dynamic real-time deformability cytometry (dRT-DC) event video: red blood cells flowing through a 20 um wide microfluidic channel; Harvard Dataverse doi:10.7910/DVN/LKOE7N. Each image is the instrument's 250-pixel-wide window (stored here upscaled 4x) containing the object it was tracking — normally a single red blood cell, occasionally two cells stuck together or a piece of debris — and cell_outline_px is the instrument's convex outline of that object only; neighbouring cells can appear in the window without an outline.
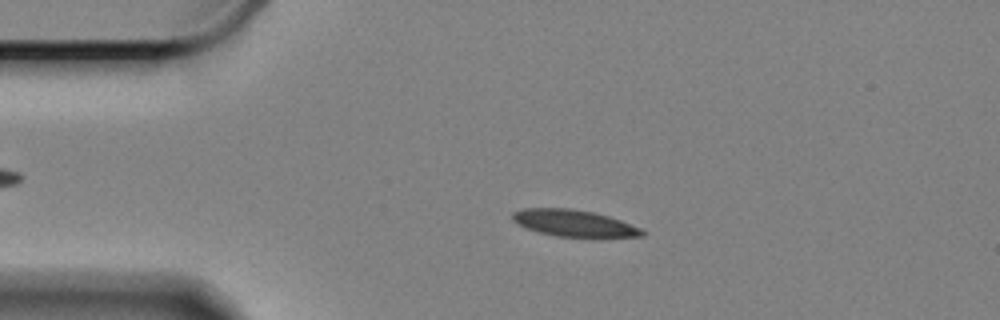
{"species": "Egyptian fruit bat (a non-hibernating species)", "species_latin": "Rousettus aegyptiacus", "temperature_condition": "cold", "stored_images_in_passage": 54, "camera_frame_rate_fps": 3000, "um_per_image_px": 0.085, "animal": {"sex": "female"}, "frame": {"image": 1, "passage_image": 7, "time_ms": 2.0, "image_size_px": [1000, 320], "cell_outline_px": [[644, 236], [600, 240], [592, 240], [556, 236], [524, 228], [516, 224], [512, 220], [512, 212], [524, 208], [572, 208], [592, 212], [608, 216], [620, 220], [640, 228], [644, 232]], "centroid_in_image_um": [48.84, 19.03], "position_along_channel_um": 36.2, "area_um2": 21.21}}
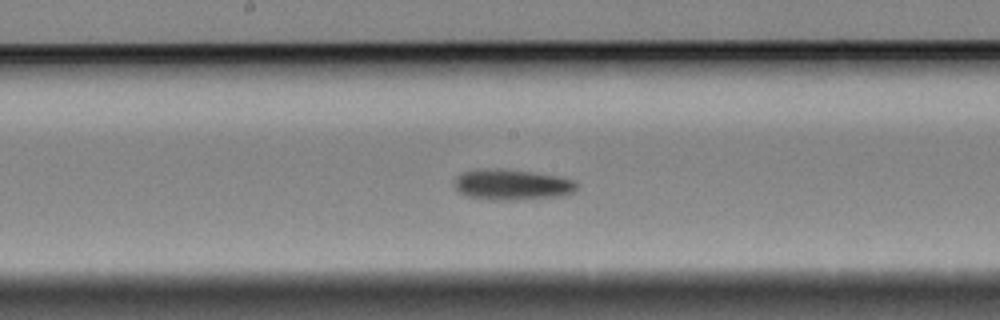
{"frame": {"image": 2, "passage_image": 25, "time_ms": 8.0, "image_size_px": [1000, 320], "cell_outline_px": [[580, 188], [576, 192], [564, 196], [512, 200], [496, 200], [468, 196], [460, 192], [456, 188], [456, 176], [464, 172], [496, 168], [532, 172], [560, 176], [576, 180]], "centroid_in_image_um": [43.66, 15.7], "position_along_channel_um": 204.5, "area_um2": 21.91}}
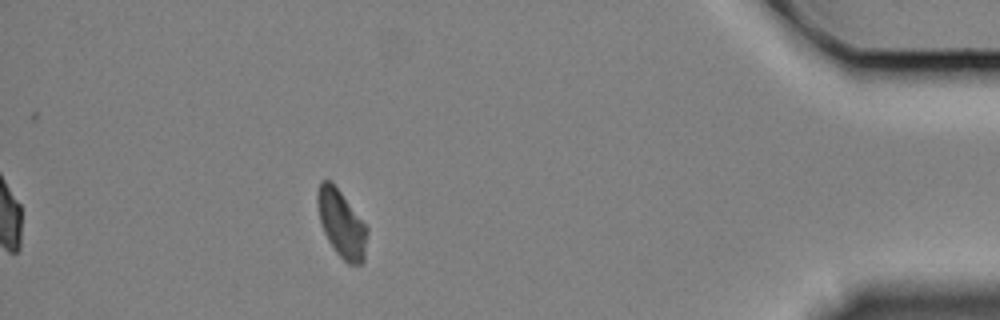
{"frame": {"image": 3, "passage_image": 48, "time_ms": 15.667, "image_size_px": [1000, 320], "cell_outline_px": [[368, 232], [364, 260], [360, 264], [348, 264], [336, 252], [328, 240], [324, 232], [320, 220], [316, 200], [316, 196], [320, 180], [332, 180], [368, 228]], "centroid_in_image_um": [29.02, 18.99], "position_along_channel_um": 406.2, "area_um2": 19.48}, "authors_computed_cell_mechanics": {"area_um2": 20.6346, "velocity_mm_per_s": 3.2987, "shape_relaxation_time_tau1_ms": 3.2631, "shape_relaxation_time_tau2_ms": null, "deformation_change_tau1": 0.1012, "deformation_change_tau2": null}}